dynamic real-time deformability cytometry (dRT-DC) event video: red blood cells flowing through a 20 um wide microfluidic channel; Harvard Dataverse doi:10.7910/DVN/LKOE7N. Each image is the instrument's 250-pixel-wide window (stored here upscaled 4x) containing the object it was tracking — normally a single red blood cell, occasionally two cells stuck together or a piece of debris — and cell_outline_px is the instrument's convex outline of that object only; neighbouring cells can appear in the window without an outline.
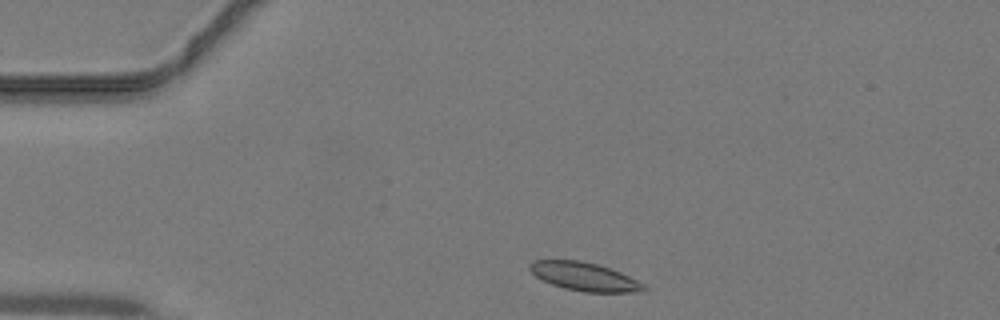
{"species": "common noctule bat (a hibernating species)", "species_latin": "Nyctalus noctula", "temperature_condition": "warm", "stored_images_in_passage": 37, "camera_frame_rate_fps": 3000, "um_per_image_px": 0.085, "animal": {"sex": "male", "body_mass_g": 19.2, "forearm_length_mm": 51.8}, "frame": {"image": 1, "passage_image": 2, "time_ms": 0.333, "image_size_px": [1000, 320], "cell_outline_px": [[648, 288], [644, 292], [584, 292], [564, 288], [552, 284], [536, 276], [528, 268], [528, 264], [532, 260], [580, 260], [596, 264], [620, 272], [644, 284]], "centroid_in_image_um": [49.67, 23.51], "position_along_channel_um": 35.3, "area_um2": 18.79}}
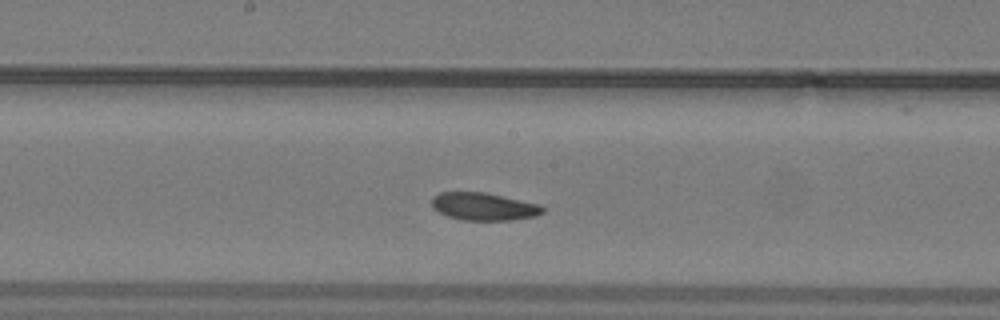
{"frame": {"image": 2, "passage_image": 16, "time_ms": 5.0, "image_size_px": [1000, 320], "cell_outline_px": [[544, 212], [536, 216], [512, 220], [464, 220], [448, 216], [432, 208], [432, 196], [440, 192], [484, 192], [540, 204], [544, 208]], "centroid_in_image_um": [41.12, 17.55], "position_along_channel_um": 207.1, "area_um2": 17.86}}
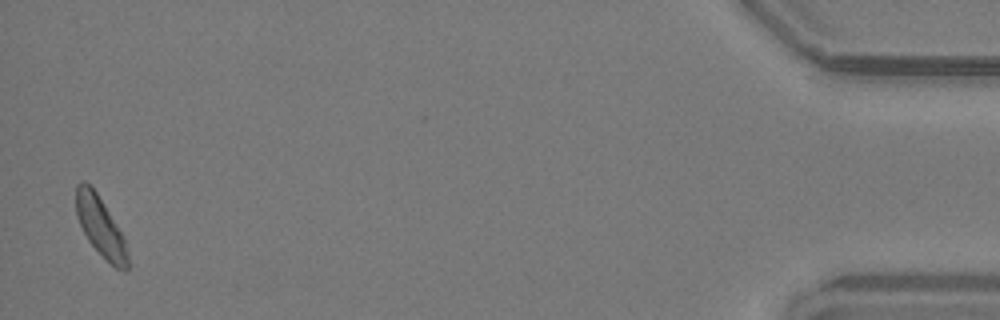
{"frame": {"image": 3, "passage_image": 36, "time_ms": 11.667, "image_size_px": [1000, 320], "cell_outline_px": [[128, 272], [124, 272], [116, 268], [88, 240], [76, 216], [76, 184], [80, 180], [84, 180], [96, 192], [124, 236], [128, 252]], "centroid_in_image_um": [8.55, 19.26], "position_along_channel_um": 426.6, "area_um2": 17.69}}